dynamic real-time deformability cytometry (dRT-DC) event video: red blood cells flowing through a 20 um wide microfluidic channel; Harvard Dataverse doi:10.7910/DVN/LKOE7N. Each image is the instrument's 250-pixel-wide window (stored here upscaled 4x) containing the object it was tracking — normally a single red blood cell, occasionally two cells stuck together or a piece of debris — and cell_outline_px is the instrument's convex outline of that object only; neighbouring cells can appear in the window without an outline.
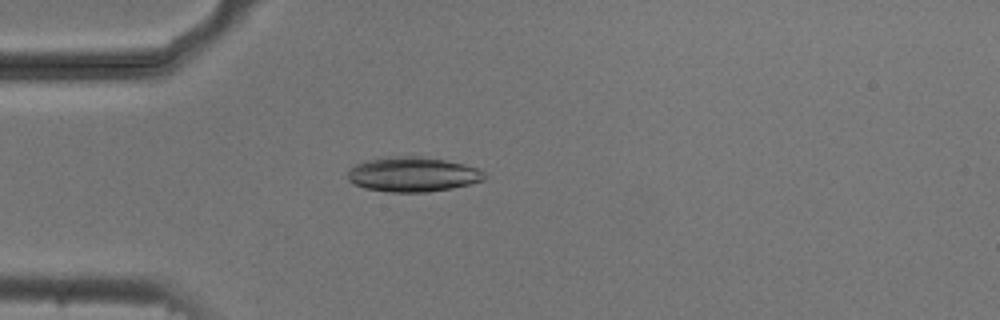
{"species": "common noctule bat (a hibernating species)", "species_latin": "Nyctalus noctula", "temperature_condition": "cold", "stored_images_in_passage": 53, "camera_frame_rate_fps": 3000, "um_per_image_px": 0.085, "animal": {"sex": "male", "body_mass_g": 20.5, "forearm_length_mm": 52.5}, "frame": {"image": 1, "passage_image": 14, "time_ms": 4.333, "image_size_px": [1000, 320], "cell_outline_px": [[488, 176], [484, 180], [452, 188], [428, 192], [388, 192], [364, 188], [352, 184], [348, 180], [348, 172], [356, 164], [364, 160], [400, 156], [420, 156], [444, 160], [464, 164], [480, 168]], "centroid_in_image_um": [35.1, 14.83], "position_along_channel_um": 49.9, "area_um2": 27.8}}
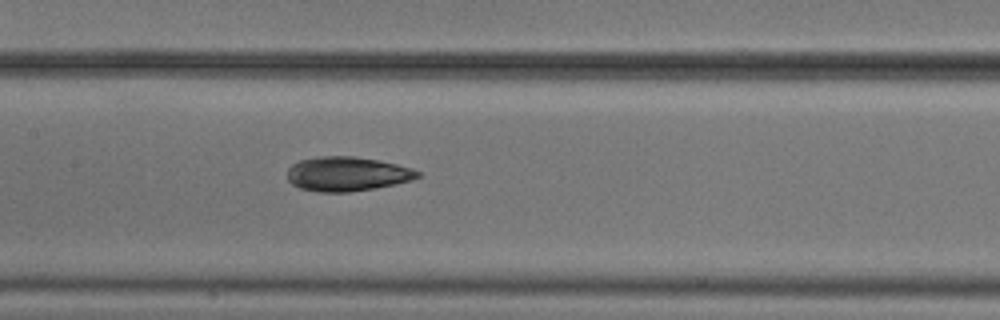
{"frame": {"image": 2, "passage_image": 25, "time_ms": 8.0, "image_size_px": [1000, 320], "cell_outline_px": [[420, 176], [412, 180], [396, 184], [376, 188], [348, 192], [316, 192], [300, 188], [292, 184], [288, 180], [288, 168], [292, 164], [300, 160], [320, 156], [352, 156], [376, 160], [396, 164], [412, 168], [420, 172]], "centroid_in_image_um": [29.5, 14.79], "position_along_channel_um": 177.9, "area_um2": 26.13}}
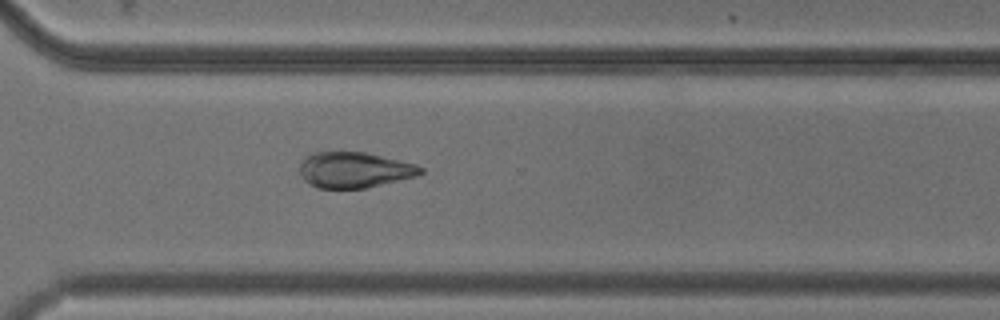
{"frame": {"image": 3, "passage_image": 38, "time_ms": 12.333, "image_size_px": [1000, 320], "cell_outline_px": [[424, 172], [416, 176], [364, 188], [316, 188], [308, 184], [304, 180], [300, 172], [300, 160], [304, 156], [312, 152], [364, 152], [400, 160], [416, 164], [424, 168]], "centroid_in_image_um": [30.08, 14.43], "position_along_channel_um": 340.5, "area_um2": 25.26}, "authors_computed_cell_mechanics": {"area_um2": 27.8018, "velocity_mm_per_s": 3.774, "shape_relaxation_time_tau1_ms": 3.9376, "shape_relaxation_time_tau2_ms": 9.1049, "deformation_change_tau1": 0.1111, "deformation_change_tau2": 0.1186}}